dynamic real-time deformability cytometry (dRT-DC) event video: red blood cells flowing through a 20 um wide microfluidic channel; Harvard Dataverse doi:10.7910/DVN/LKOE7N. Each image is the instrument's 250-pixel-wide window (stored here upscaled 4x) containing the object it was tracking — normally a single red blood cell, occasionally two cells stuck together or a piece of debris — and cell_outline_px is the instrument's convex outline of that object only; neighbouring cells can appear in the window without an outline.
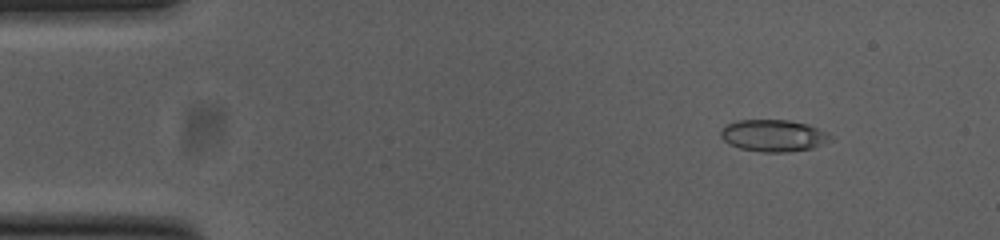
{"species": "common noctule bat (a hibernating species)", "species_latin": "Nyctalus noctula", "temperature_condition": "cold", "stored_images_in_passage": 54, "camera_frame_rate_fps": 3000, "um_per_image_px": 0.085, "animal": {"sex": "female", "body_mass_g": 23.0, "forearm_length_mm": 53.4}, "frame": {"image": 1, "passage_image": 7, "time_ms": 2.0, "image_size_px": [1000, 240], "cell_outline_px": [[832, 136], [820, 144], [812, 148], [788, 152], [760, 152], [740, 148], [728, 144], [720, 136], [720, 128], [724, 124], [736, 120], [788, 120], [808, 124], [828, 132]], "centroid_in_image_um": [65.66, 11.51], "position_along_channel_um": 19.3, "area_um2": 20.46}}
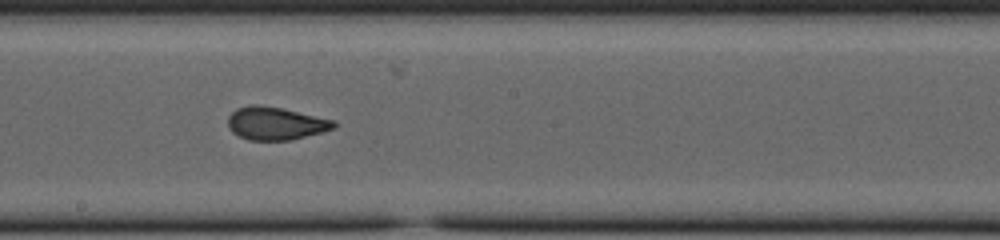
{"frame": {"image": 2, "passage_image": 30, "time_ms": 9.667, "image_size_px": [1000, 240], "cell_outline_px": [[336, 128], [324, 132], [292, 140], [248, 140], [232, 132], [228, 128], [228, 116], [236, 108], [248, 104], [256, 104], [280, 108], [336, 120]], "centroid_in_image_um": [23.44, 10.49], "position_along_channel_um": 224.8, "area_um2": 20.52}}
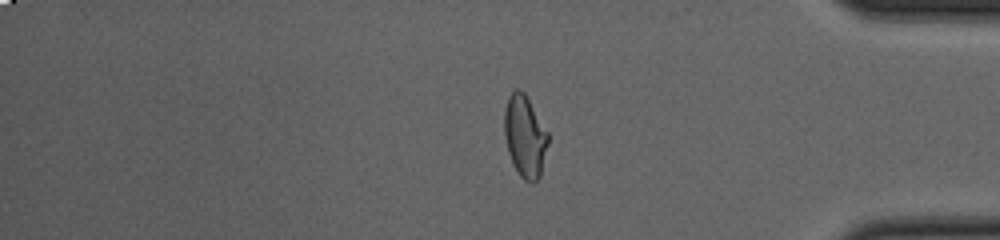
{"frame": {"image": 3, "passage_image": 45, "time_ms": 14.667, "image_size_px": [1000, 240], "cell_outline_px": [[548, 144], [540, 176], [532, 184], [524, 180], [520, 176], [512, 164], [508, 152], [504, 136], [504, 108], [508, 96], [516, 88], [524, 92], [548, 132]], "centroid_in_image_um": [44.6, 11.59], "position_along_channel_um": 390.6, "area_um2": 20.98}, "authors_computed_cell_mechanics": {"area_um2": 20.6346, "velocity_mm_per_s": 3.8138, "shape_relaxation_time_tau1_ms": 9.5171, "shape_relaxation_time_tau2_ms": 1.2281, "deformation_change_tau1": 0.2354, "deformation_change_tau2": 0.0697}}